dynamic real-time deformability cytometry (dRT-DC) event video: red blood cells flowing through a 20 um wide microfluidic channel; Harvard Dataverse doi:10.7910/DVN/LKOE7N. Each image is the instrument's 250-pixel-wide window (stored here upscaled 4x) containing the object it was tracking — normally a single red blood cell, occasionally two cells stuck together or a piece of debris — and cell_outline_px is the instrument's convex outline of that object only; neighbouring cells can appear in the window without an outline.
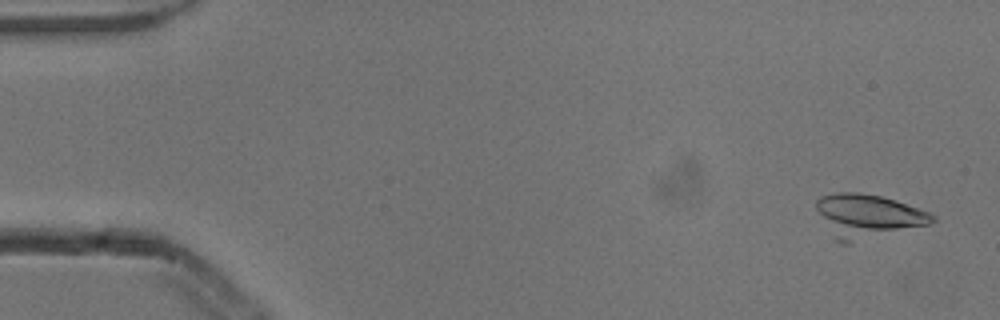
{"species": "common noctule bat (a hibernating species)", "species_latin": "Nyctalus noctula", "temperature_condition": "cold", "stored_images_in_passage": 5, "camera_frame_rate_fps": 3000, "um_per_image_px": 0.085, "animal": {"sex": "male", "body_mass_g": 13.3}, "frame": {"image": 1, "passage_image": 1, "time_ms": 0.0, "image_size_px": [1000, 320], "cell_outline_px": [[936, 220], [932, 224], [848, 244], [840, 244], [832, 240], [816, 208], [816, 200], [820, 196], [836, 192], [860, 192], [880, 196], [896, 200], [928, 212], [936, 216]], "centroid_in_image_um": [73.73, 18.39], "position_along_channel_um": 11.3, "area_um2": 30.06}}
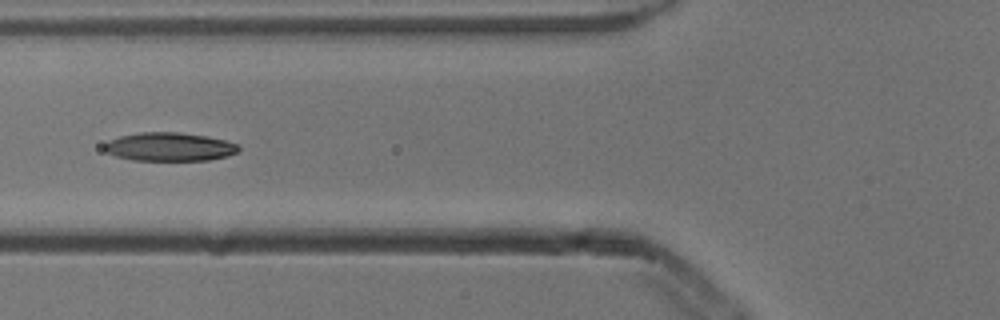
{"frame": {"image": 2, "passage_image": 4, "time_ms": 1.0, "image_size_px": [1000, 320], "cell_outline_px": [[240, 148], [236, 152], [228, 156], [208, 160], [132, 160], [116, 156], [104, 152], [104, 144], [108, 140], [120, 136], [140, 132], [180, 132], [208, 136], [224, 140], [236, 144]], "centroid_in_image_um": [14.37, 12.47], "position_along_channel_um": 111.4, "area_um2": 22.37}}
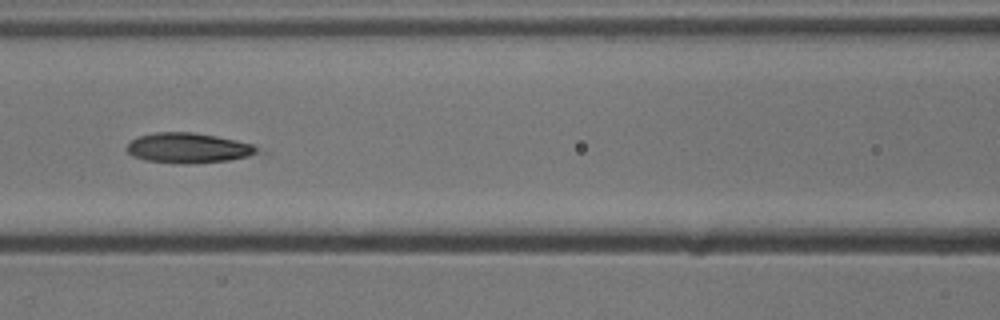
{"frame": {"image": 3, "passage_image": 5, "time_ms": 1.333, "image_size_px": [1000, 320], "cell_outline_px": [[256, 152], [248, 156], [228, 160], [188, 164], [180, 164], [144, 160], [132, 156], [124, 148], [132, 140], [140, 136], [156, 132], [192, 132], [216, 136], [236, 140], [252, 144], [256, 148]], "centroid_in_image_um": [15.93, 12.58], "position_along_channel_um": 150.7, "area_um2": 22.72}}